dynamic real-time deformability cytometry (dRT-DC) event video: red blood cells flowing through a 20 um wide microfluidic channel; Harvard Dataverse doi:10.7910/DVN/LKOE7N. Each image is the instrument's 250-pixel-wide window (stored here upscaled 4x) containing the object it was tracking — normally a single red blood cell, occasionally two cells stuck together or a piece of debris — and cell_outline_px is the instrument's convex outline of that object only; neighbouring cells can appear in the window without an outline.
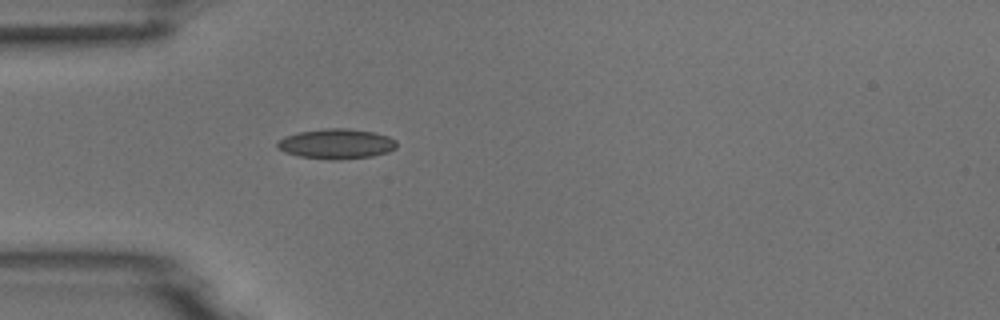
{"species": "common noctule bat (a hibernating species)", "species_latin": "Nyctalus noctula", "temperature_condition": "room temperature", "stored_images_in_passage": 5, "camera_frame_rate_fps": 3000, "um_per_image_px": 0.085, "animal": {"sex": "male", "body_mass_g": 18.8}, "frame": {"image": 1, "passage_image": 5, "time_ms": 6.333, "image_size_px": [1000, 320], "cell_outline_px": [[396, 148], [388, 152], [372, 156], [340, 160], [332, 160], [300, 156], [284, 152], [276, 148], [276, 144], [284, 136], [300, 132], [324, 128], [348, 128], [376, 132], [388, 136], [396, 140]], "centroid_in_image_um": [28.6, 12.22], "position_along_channel_um": 56.4, "area_um2": 21.04}}